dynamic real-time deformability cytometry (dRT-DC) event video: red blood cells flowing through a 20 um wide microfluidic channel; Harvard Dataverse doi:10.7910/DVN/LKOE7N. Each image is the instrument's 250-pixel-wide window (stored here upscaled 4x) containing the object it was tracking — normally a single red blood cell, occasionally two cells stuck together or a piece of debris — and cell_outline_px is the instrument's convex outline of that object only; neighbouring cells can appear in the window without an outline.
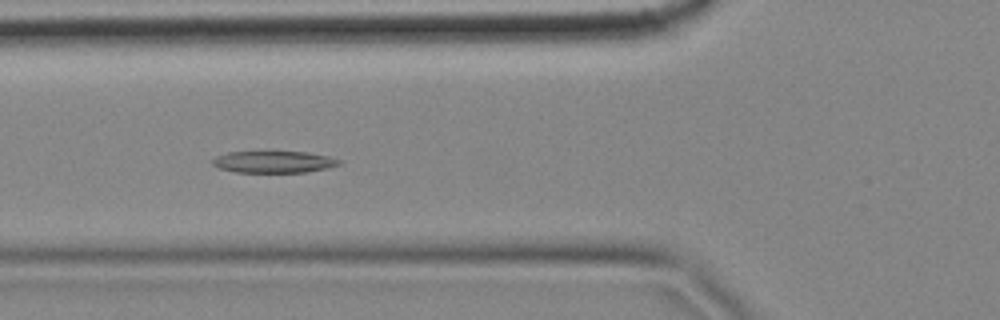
{"species": "common noctule bat (a hibernating species)", "species_latin": "Nyctalus noctula", "temperature_condition": "cold", "stored_images_in_passage": 58, "camera_frame_rate_fps": 3000, "um_per_image_px": 0.085, "animal": {"sex": "female", "body_mass_g": 18.4}, "frame": {"image": 1, "passage_image": 21, "time_ms": 6.667, "image_size_px": [1000, 320], "cell_outline_px": [[344, 160], [340, 164], [328, 168], [304, 172], [236, 172], [216, 168], [212, 164], [212, 160], [216, 156], [228, 152], [308, 152], [328, 156]], "centroid_in_image_um": [23.27, 13.76], "position_along_channel_um": 102.5, "area_um2": 16.13}}
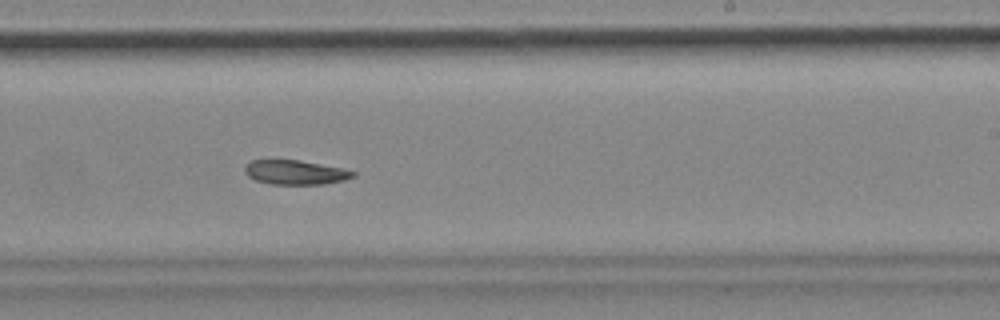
{"frame": {"image": 2, "passage_image": 35, "time_ms": 11.333, "image_size_px": [1000, 320], "cell_outline_px": [[356, 176], [344, 180], [324, 184], [272, 184], [256, 180], [248, 176], [244, 172], [244, 168], [252, 160], [300, 160], [344, 168], [356, 172]], "centroid_in_image_um": [25.14, 14.65], "position_along_channel_um": 263.9, "area_um2": 15.37}}
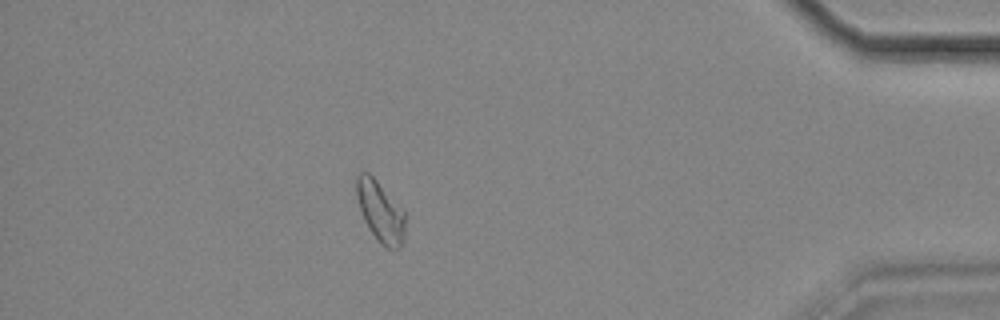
{"frame": {"image": 3, "passage_image": 51, "time_ms": 16.667, "image_size_px": [1000, 320], "cell_outline_px": [[404, 240], [400, 248], [384, 248], [376, 240], [368, 228], [364, 220], [356, 196], [356, 176], [360, 172], [368, 172], [376, 180], [404, 212]], "centroid_in_image_um": [32.3, 18.01], "position_along_channel_um": 402.9, "area_um2": 17.05}}